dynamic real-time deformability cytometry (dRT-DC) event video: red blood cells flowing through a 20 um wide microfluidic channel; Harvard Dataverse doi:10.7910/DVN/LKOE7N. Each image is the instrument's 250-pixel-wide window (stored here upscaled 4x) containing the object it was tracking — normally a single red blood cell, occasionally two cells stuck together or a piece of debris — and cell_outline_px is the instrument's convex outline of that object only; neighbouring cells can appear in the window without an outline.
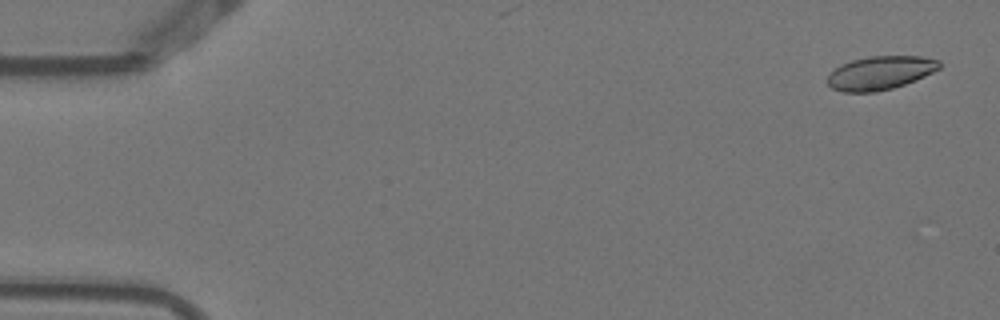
{"species": "Egyptian fruit bat (a non-hibernating species)", "species_latin": "Rousettus aegyptiacus", "temperature_condition": "warm", "stored_images_in_passage": 5, "camera_frame_rate_fps": 3000, "um_per_image_px": 0.085, "animal": {"sex": "female"}, "frame": {"image": 1, "passage_image": 1, "time_ms": 0.0, "image_size_px": [1000, 320], "cell_outline_px": [[940, 68], [916, 80], [892, 88], [876, 92], [844, 92], [832, 88], [828, 84], [828, 76], [840, 64], [852, 60], [868, 56], [920, 56], [940, 60]], "centroid_in_image_um": [74.82, 6.19], "position_along_channel_um": 10.2, "area_um2": 21.79}}
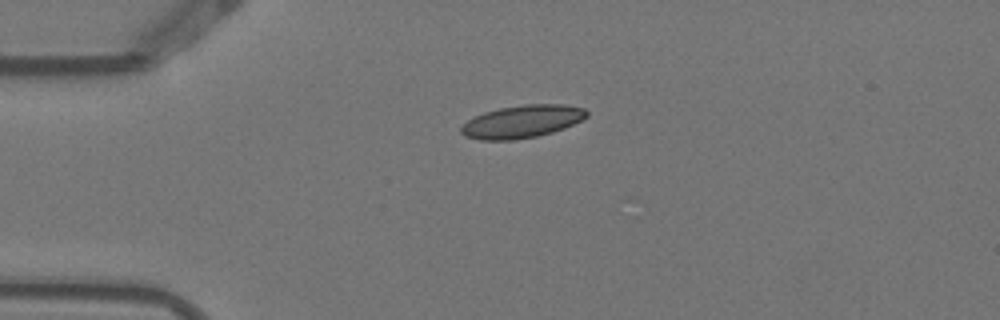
{"frame": {"image": 2, "passage_image": 4, "time_ms": 1.0, "image_size_px": [1000, 320], "cell_outline_px": [[588, 116], [564, 128], [552, 132], [536, 136], [512, 140], [480, 140], [464, 136], [460, 132], [460, 128], [468, 120], [484, 112], [500, 108], [524, 104], [564, 104], [584, 108], [588, 112]], "centroid_in_image_um": [44.36, 10.33], "position_along_channel_um": 40.6, "area_um2": 23.81}}